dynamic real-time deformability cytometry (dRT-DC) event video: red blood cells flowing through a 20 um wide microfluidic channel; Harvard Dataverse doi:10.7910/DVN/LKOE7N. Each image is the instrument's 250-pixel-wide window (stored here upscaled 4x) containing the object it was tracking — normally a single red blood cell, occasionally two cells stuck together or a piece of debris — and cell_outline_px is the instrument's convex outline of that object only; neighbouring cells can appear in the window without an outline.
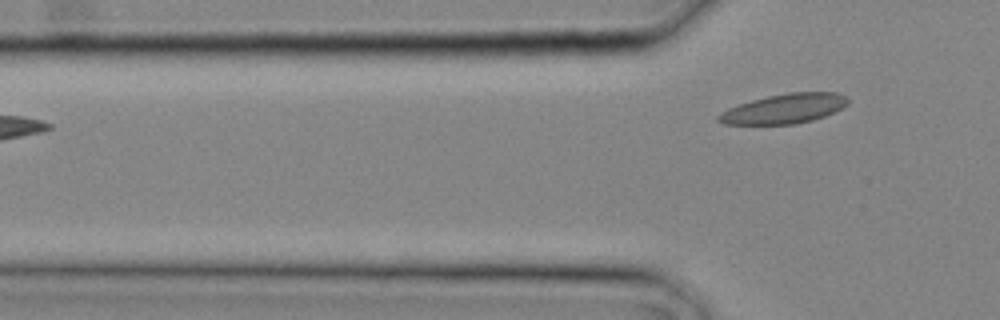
{"species": "common noctule bat (a hibernating species)", "species_latin": "Nyctalus noctula", "temperature_condition": "cold", "stored_images_in_passage": 3, "camera_frame_rate_fps": 3000, "um_per_image_px": 0.085, "animal": {"sex": "male", "body_mass_g": 20.4}, "frame": {"image": 1, "passage_image": 3, "time_ms": 0.667, "image_size_px": [1000, 320], "cell_outline_px": [[848, 104], [824, 116], [812, 120], [796, 124], [724, 124], [716, 120], [716, 116], [720, 112], [728, 108], [752, 100], [768, 96], [788, 92], [836, 92], [848, 96]], "centroid_in_image_um": [66.64, 9.23], "position_along_channel_um": 59.2, "area_um2": 22.31}}